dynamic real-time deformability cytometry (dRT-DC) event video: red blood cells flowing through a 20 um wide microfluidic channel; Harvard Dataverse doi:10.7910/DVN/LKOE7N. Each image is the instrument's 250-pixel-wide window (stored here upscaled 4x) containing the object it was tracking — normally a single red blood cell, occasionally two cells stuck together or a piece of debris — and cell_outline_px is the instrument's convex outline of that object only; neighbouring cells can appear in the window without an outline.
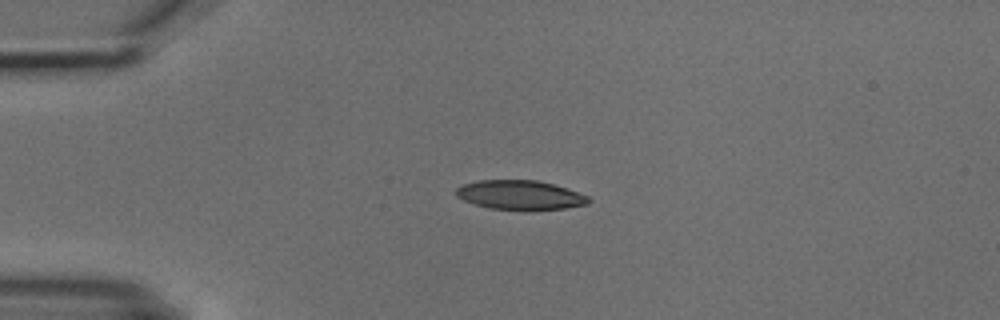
{"species": "common noctule bat (a hibernating species)", "species_latin": "Nyctalus noctula", "temperature_condition": "cold", "stored_images_in_passage": 5, "camera_frame_rate_fps": 3000, "um_per_image_px": 0.085, "animal": {"sex": "male", "body_mass_g": 18.8}, "frame": {"image": 1, "passage_image": 3, "time_ms": 2.333, "image_size_px": [1000, 320], "cell_outline_px": [[592, 200], [588, 204], [564, 208], [528, 212], [492, 208], [476, 204], [464, 200], [456, 196], [456, 188], [464, 184], [480, 180], [536, 180], [552, 184], [588, 196]], "centroid_in_image_um": [44.22, 16.6], "position_along_channel_um": 40.8, "area_um2": 22.77}}
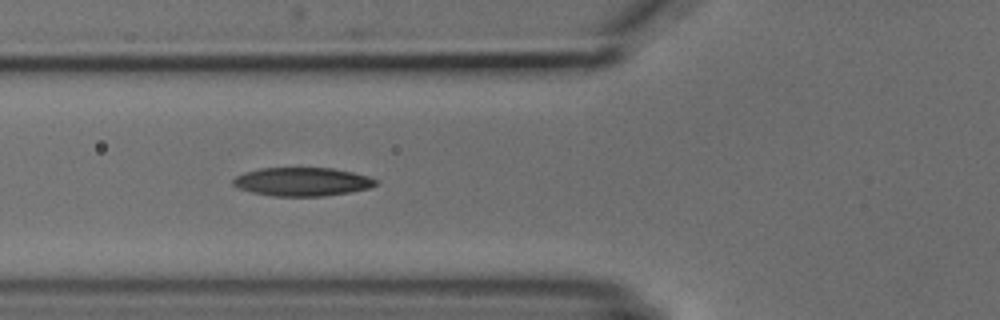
{"frame": {"image": 2, "passage_image": 5, "time_ms": 4.667, "image_size_px": [1000, 320], "cell_outline_px": [[376, 184], [368, 188], [348, 192], [324, 196], [272, 196], [252, 192], [236, 188], [232, 184], [232, 180], [236, 176], [244, 172], [260, 168], [332, 168], [352, 172], [368, 176], [376, 180]], "centroid_in_image_um": [25.63, 15.44], "position_along_channel_um": 100.2, "area_um2": 23.64}}